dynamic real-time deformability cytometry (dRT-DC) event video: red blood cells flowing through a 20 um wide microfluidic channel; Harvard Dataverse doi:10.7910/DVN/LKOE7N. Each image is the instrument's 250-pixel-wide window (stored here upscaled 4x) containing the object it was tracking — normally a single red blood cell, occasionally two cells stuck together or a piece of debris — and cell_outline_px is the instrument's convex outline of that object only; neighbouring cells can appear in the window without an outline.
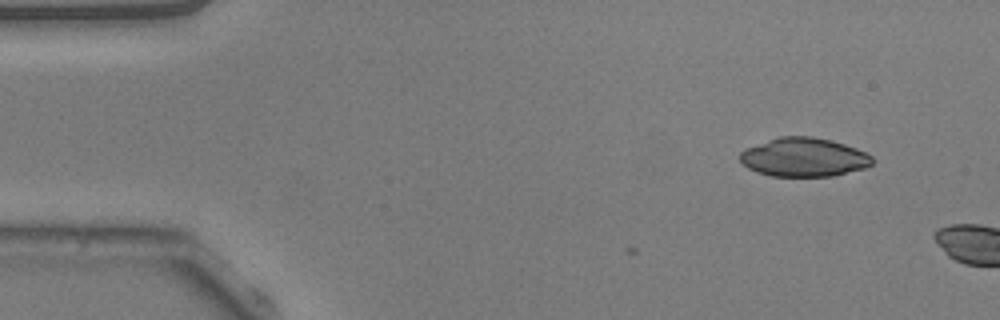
{"species": "common noctule bat (a hibernating species)", "species_latin": "Nyctalus noctula", "temperature_condition": "warm", "stored_images_in_passage": 7, "camera_frame_rate_fps": 3000, "um_per_image_px": 0.085, "animal": {"sex": "male", "body_mass_g": 20.5, "forearm_length_mm": 52.5}, "frame": {"image": 1, "passage_image": 7, "time_ms": 2.0, "image_size_px": [1000, 320], "cell_outline_px": [[872, 164], [864, 168], [832, 176], [772, 176], [756, 172], [748, 168], [740, 160], [740, 152], [744, 148], [780, 136], [812, 136], [844, 144], [856, 148], [872, 156]], "centroid_in_image_um": [68.29, 13.36], "position_along_channel_um": 16.7, "area_um2": 29.77}}